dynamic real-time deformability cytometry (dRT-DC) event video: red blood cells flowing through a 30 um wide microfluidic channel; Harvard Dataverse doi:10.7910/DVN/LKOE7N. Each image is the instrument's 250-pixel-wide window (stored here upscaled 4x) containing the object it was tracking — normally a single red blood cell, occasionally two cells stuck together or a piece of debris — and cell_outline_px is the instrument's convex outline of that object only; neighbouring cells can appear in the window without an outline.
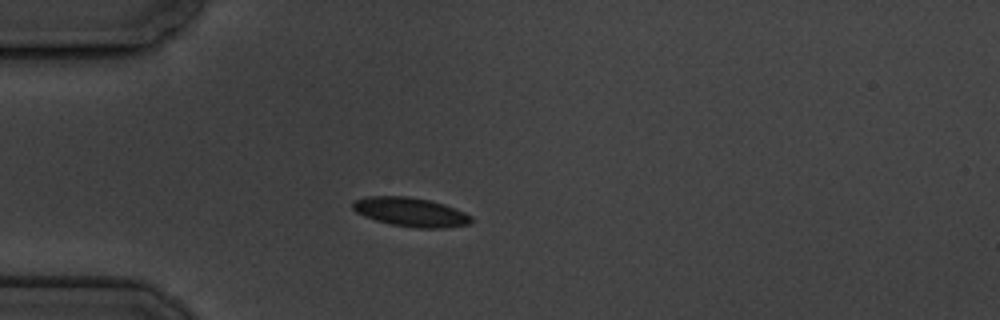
{"species": "common noctule bat (a hibernating species)", "species_latin": "Nyctalus noctula", "temperature_condition": "cold", "stored_images_in_passage": 3, "camera_frame_rate_fps": 3000, "um_per_image_px": 0.085, "animal": {"sex": "male", "body_mass_g": 19.5, "forearm_length_mm": 54.6}, "frame": {"image": 1, "passage_image": 3, "time_ms": 2.0, "image_size_px": [1000, 320], "cell_outline_px": [[472, 220], [468, 224], [444, 228], [416, 228], [392, 224], [376, 220], [364, 216], [356, 212], [352, 208], [352, 200], [368, 196], [408, 196], [428, 200], [444, 204], [464, 212], [472, 216]], "centroid_in_image_um": [34.88, 18.02], "position_along_channel_um": 50.1, "area_um2": 20.0}}